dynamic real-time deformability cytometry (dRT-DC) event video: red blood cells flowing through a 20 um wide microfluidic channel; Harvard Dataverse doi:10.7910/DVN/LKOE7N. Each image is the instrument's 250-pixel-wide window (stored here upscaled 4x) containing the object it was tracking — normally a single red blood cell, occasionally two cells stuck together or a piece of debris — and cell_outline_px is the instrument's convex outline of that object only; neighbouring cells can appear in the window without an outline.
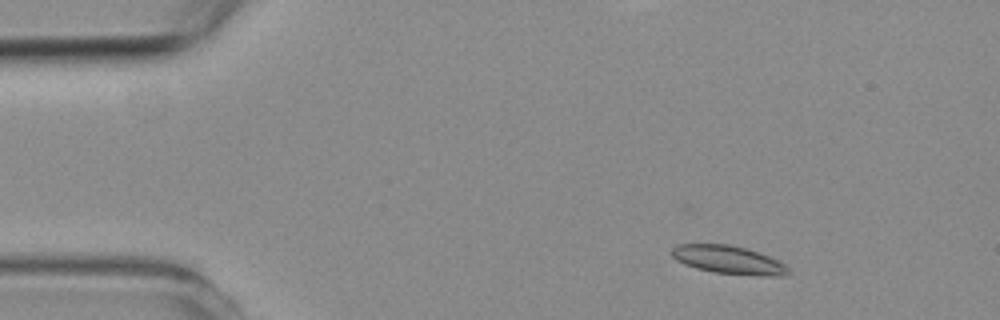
{"species": "common noctule bat (a hibernating species)", "species_latin": "Nyctalus noctula", "temperature_condition": "room temperature", "stored_images_in_passage": 5, "camera_frame_rate_fps": 3000, "um_per_image_px": 0.085, "animal": {"sex": "female", "body_mass_g": 19.3, "forearm_length_mm": 54.1}, "frame": {"image": 1, "passage_image": 2, "time_ms": 1.0, "image_size_px": [1000, 320], "cell_outline_px": [[792, 272], [788, 276], [764, 276], [712, 272], [696, 268], [684, 264], [676, 260], [672, 256], [672, 248], [676, 244], [728, 244], [744, 248], [768, 256], [784, 264]], "centroid_in_image_um": [61.92, 22.1], "position_along_channel_um": 23.1, "area_um2": 19.13}}